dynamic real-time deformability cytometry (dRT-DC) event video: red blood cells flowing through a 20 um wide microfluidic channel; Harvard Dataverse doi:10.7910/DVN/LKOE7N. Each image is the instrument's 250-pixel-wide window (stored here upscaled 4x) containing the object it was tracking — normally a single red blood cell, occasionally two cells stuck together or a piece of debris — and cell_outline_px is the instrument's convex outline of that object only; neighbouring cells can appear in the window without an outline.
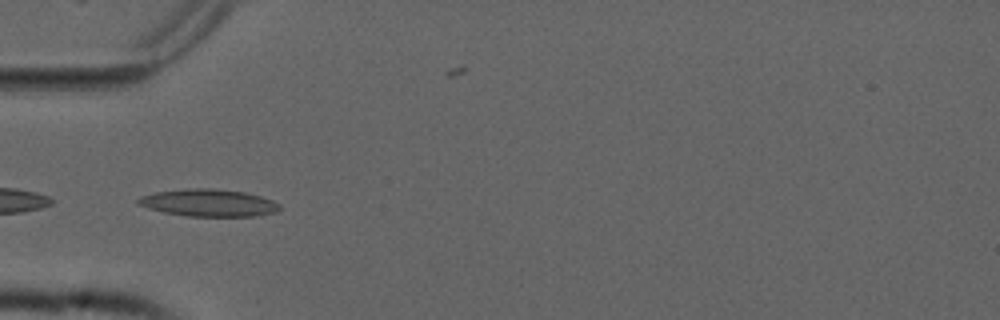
{"species": "common noctule bat (a hibernating species)", "species_latin": "Nyctalus noctula", "temperature_condition": "cold", "stored_images_in_passage": 38, "camera_frame_rate_fps": 3000, "um_per_image_px": 0.085, "animal": {"sex": "male", "forearm_length_mm": 52.5}, "frame": {"image": 1, "passage_image": 6, "time_ms": 1.667, "image_size_px": [1000, 320], "cell_outline_px": [[280, 208], [276, 212], [260, 216], [188, 216], [164, 212], [148, 208], [136, 204], [136, 200], [140, 196], [156, 192], [188, 188], [216, 188], [244, 192], [260, 196], [272, 200], [280, 204]], "centroid_in_image_um": [17.73, 17.24], "position_along_channel_um": 67.3, "area_um2": 22.6}}
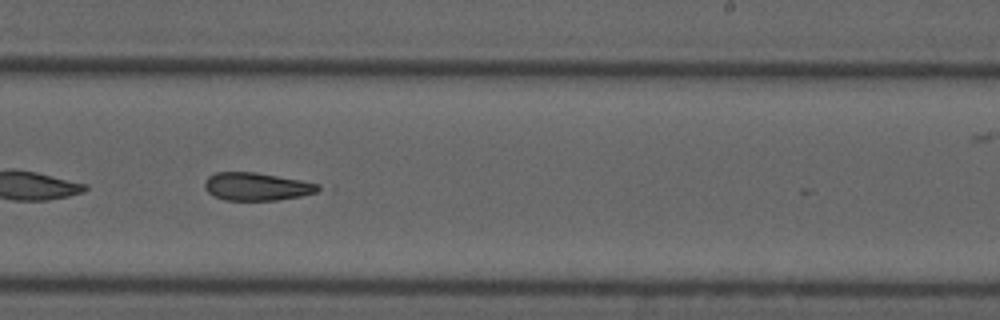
{"frame": {"image": 2, "passage_image": 22, "time_ms": 7.0, "image_size_px": [1000, 320], "cell_outline_px": [[336, 188], [332, 192], [276, 200], [224, 200], [212, 196], [204, 188], [204, 180], [208, 176], [216, 172], [256, 172], [300, 180], [320, 184]], "centroid_in_image_um": [22.06, 15.87], "position_along_channel_um": 266.9, "area_um2": 19.54}, "authors_computed_cell_mechanics": {"area_um2": 19.4786, "velocity_mm_per_s": 3.7653, "shape_relaxation_time_tau1_ms": null, "shape_relaxation_time_tau2_ms": 7.2191, "deformation_change_tau1": null, "deformation_change_tau2": 0.1871}}